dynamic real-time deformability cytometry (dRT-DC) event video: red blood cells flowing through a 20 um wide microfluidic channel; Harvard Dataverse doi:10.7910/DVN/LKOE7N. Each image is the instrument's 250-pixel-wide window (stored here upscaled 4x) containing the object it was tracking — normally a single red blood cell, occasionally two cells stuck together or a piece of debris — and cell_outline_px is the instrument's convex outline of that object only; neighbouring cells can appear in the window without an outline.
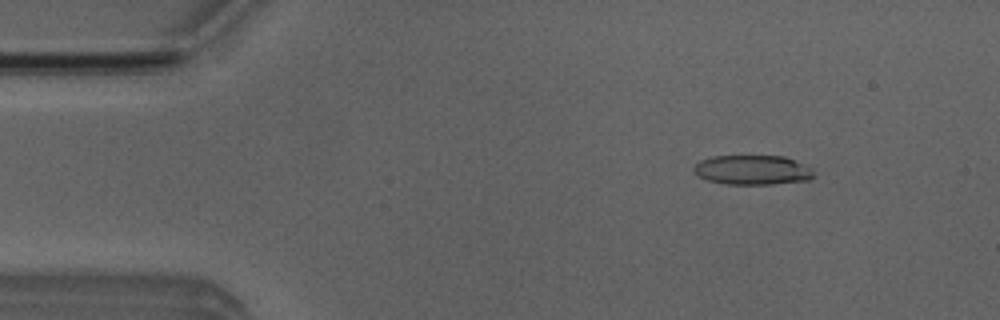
{"species": "Egyptian fruit bat (a non-hibernating species)", "species_latin": "Rousettus aegyptiacus", "temperature_condition": "room temperature", "stored_images_in_passage": 52, "camera_frame_rate_fps": 3000, "um_per_image_px": 0.085, "animal": {"sex": "male"}, "frame": {"image": 1, "passage_image": 7, "time_ms": 2.0, "image_size_px": [1000, 320], "cell_outline_px": [[812, 180], [772, 184], [728, 184], [708, 180], [696, 176], [692, 172], [692, 168], [700, 160], [712, 156], [784, 156], [796, 160], [812, 168]], "centroid_in_image_um": [63.94, 14.44], "position_along_channel_um": 21.1, "area_um2": 20.87}}
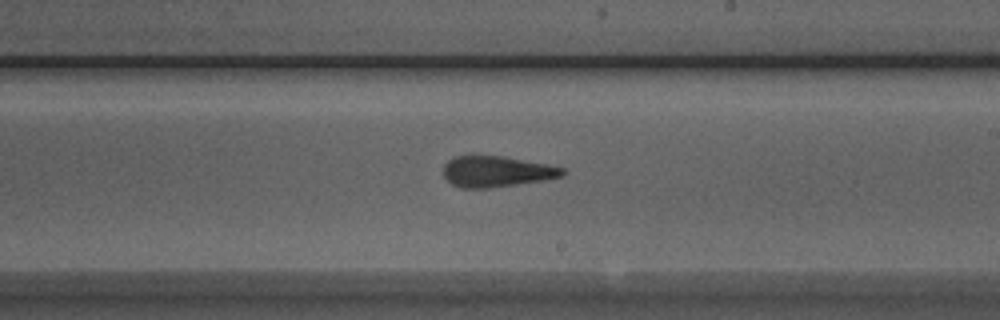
{"frame": {"image": 2, "passage_image": 30, "time_ms": 9.667, "image_size_px": [1000, 320], "cell_outline_px": [[568, 172], [564, 176], [544, 180], [488, 188], [460, 188], [452, 184], [444, 176], [444, 164], [448, 160], [456, 156], [504, 156], [548, 164], [564, 168]], "centroid_in_image_um": [42.24, 14.58], "position_along_channel_um": 246.8, "area_um2": 21.5}}
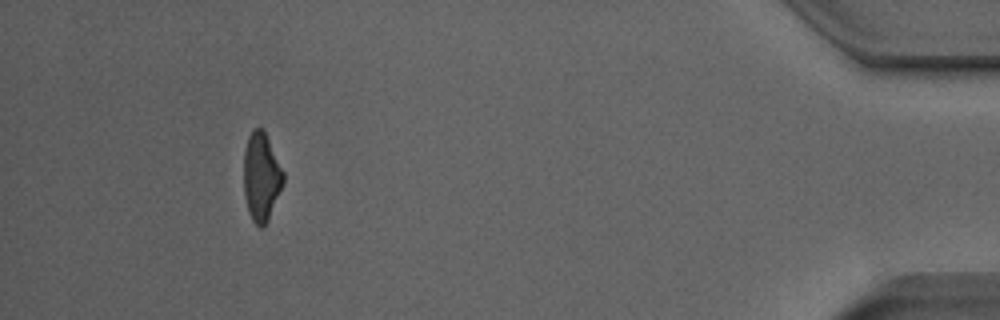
{"frame": {"image": 3, "passage_image": 48, "time_ms": 15.667, "image_size_px": [1000, 320], "cell_outline_px": [[284, 184], [268, 220], [264, 228], [260, 228], [252, 220], [248, 212], [244, 196], [244, 148], [248, 136], [252, 128], [260, 128], [264, 132], [284, 172]], "centroid_in_image_um": [22.2, 15.07], "position_along_channel_um": 413.0, "area_um2": 20.46}, "authors_computed_cell_mechanics": {"area_um2": 21.6172, "velocity_mm_per_s": 3.938, "shape_relaxation_time_tau1_ms": 5.6499, "shape_relaxation_time_tau2_ms": 1.1337, "deformation_change_tau1": 0.2086, "deformation_change_tau2": 0.1142}}